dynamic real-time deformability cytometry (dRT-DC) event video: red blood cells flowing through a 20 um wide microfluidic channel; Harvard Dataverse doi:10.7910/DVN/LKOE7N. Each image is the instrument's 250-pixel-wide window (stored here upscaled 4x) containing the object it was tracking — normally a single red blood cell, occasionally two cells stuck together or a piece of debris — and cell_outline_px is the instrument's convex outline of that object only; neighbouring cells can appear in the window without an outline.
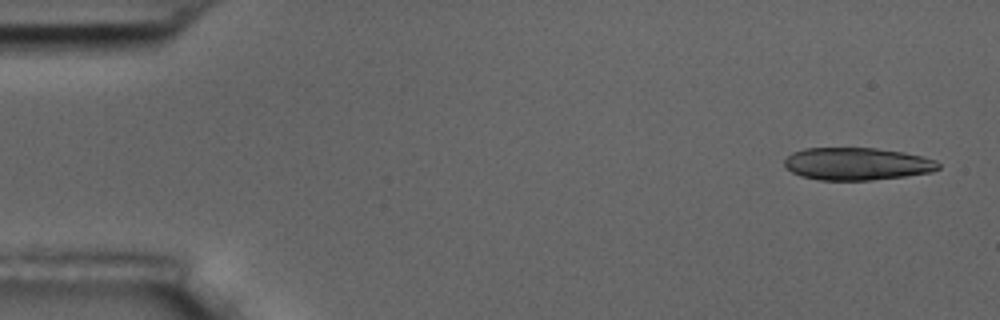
{"species": "common noctule bat (a hibernating species)", "species_latin": "Nyctalus noctula", "temperature_condition": "room temperature", "stored_images_in_passage": 5, "segment_of_instrument_passage": [1, 2], "camera_frame_rate_fps": 3000, "um_per_image_px": 0.085, "animal": {"sex": "male", "body_mass_g": 17.5, "forearm_length_mm": 52.3}, "frame": {"image": 1, "passage_image": 1, "time_ms": 0.0, "image_size_px": [1000, 320], "cell_outline_px": [[940, 168], [932, 172], [904, 176], [872, 180], [820, 180], [800, 176], [792, 172], [784, 164], [784, 160], [792, 152], [804, 148], [876, 148], [904, 152], [936, 160], [940, 164]], "centroid_in_image_um": [72.84, 13.92], "position_along_channel_um": 12.2, "area_um2": 29.19}}